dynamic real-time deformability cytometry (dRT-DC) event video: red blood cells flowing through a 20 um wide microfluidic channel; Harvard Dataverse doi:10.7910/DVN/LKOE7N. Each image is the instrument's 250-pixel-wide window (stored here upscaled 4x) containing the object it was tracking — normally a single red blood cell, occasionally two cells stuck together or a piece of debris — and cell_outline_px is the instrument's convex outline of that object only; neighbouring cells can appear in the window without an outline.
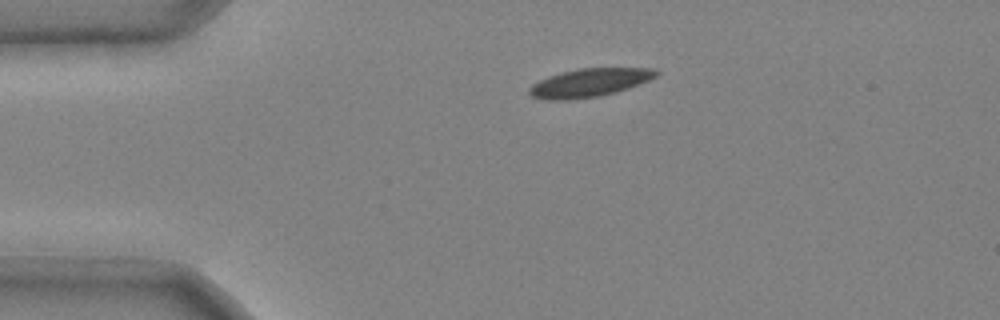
{"species": "common noctule bat (a hibernating species)", "species_latin": "Nyctalus noctula", "temperature_condition": "cold", "stored_images_in_passage": 2, "camera_frame_rate_fps": 3000, "um_per_image_px": 0.085, "animal": {"sex": "male", "body_mass_g": 20.4}, "frame": {"image": 1, "passage_image": 2, "time_ms": 0.333, "image_size_px": [1000, 320], "cell_outline_px": [[660, 72], [656, 76], [648, 80], [628, 88], [600, 96], [568, 100], [544, 100], [532, 96], [528, 92], [528, 88], [532, 84], [548, 76], [580, 68], [652, 68]], "centroid_in_image_um": [50.07, 7.03], "position_along_channel_um": 34.9, "area_um2": 20.81}}